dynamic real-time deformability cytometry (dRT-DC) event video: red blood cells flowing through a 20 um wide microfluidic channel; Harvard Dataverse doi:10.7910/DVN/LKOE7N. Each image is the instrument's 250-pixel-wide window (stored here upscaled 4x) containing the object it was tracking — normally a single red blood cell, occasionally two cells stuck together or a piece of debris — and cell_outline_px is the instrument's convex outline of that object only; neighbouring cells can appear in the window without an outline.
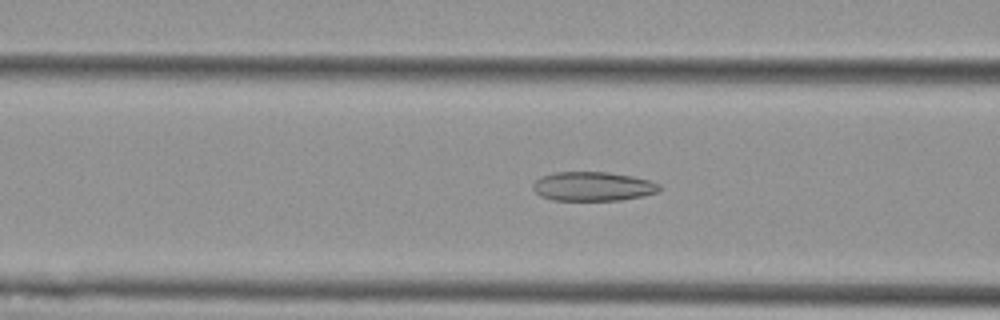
{"species": "Egyptian fruit bat (a non-hibernating species)", "species_latin": "Rousettus aegyptiacus", "temperature_condition": "cold", "stored_images_in_passage": 55, "camera_frame_rate_fps": 3000, "um_per_image_px": 0.085, "animal": {"sex": "female"}, "frame": {"image": 1, "passage_image": 21, "time_ms": 6.667, "image_size_px": [1000, 320], "cell_outline_px": [[660, 188], [656, 192], [644, 196], [620, 200], [552, 200], [540, 196], [532, 188], [532, 184], [540, 176], [556, 172], [608, 172], [632, 176], [652, 180], [660, 184]], "centroid_in_image_um": [50.39, 15.84], "position_along_channel_um": 116.2, "area_um2": 21.62}}
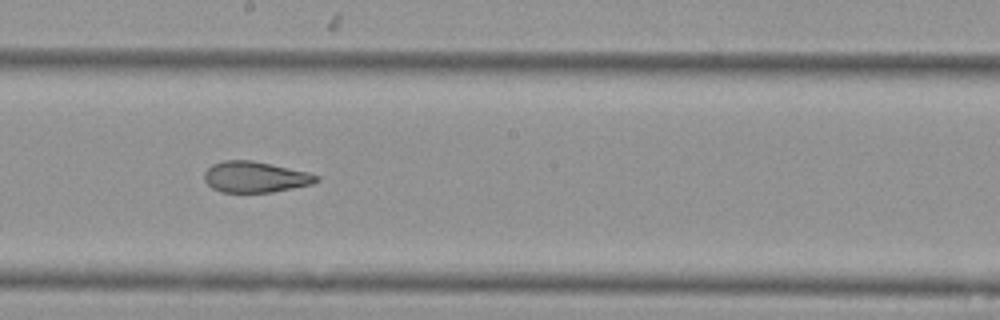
{"frame": {"image": 2, "passage_image": 30, "time_ms": 9.667, "image_size_px": [1000, 320], "cell_outline_px": [[320, 180], [312, 184], [272, 192], [220, 192], [212, 188], [204, 180], [204, 172], [212, 164], [224, 160], [252, 160], [308, 172], [320, 176]], "centroid_in_image_um": [21.68, 15.04], "position_along_channel_um": 226.5, "area_um2": 20.23}}
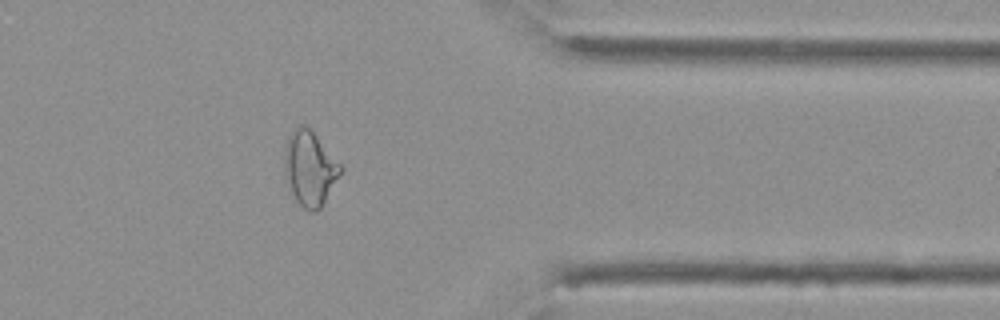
{"frame": {"image": 3, "passage_image": 44, "time_ms": 14.333, "image_size_px": [1000, 320], "cell_outline_px": [[344, 168], [324, 204], [316, 212], [312, 212], [304, 208], [296, 200], [284, 176], [284, 148], [288, 136], [300, 124], [304, 124], [316, 136]], "centroid_in_image_um": [26.32, 14.33], "position_along_channel_um": 385.1, "area_um2": 24.28}}